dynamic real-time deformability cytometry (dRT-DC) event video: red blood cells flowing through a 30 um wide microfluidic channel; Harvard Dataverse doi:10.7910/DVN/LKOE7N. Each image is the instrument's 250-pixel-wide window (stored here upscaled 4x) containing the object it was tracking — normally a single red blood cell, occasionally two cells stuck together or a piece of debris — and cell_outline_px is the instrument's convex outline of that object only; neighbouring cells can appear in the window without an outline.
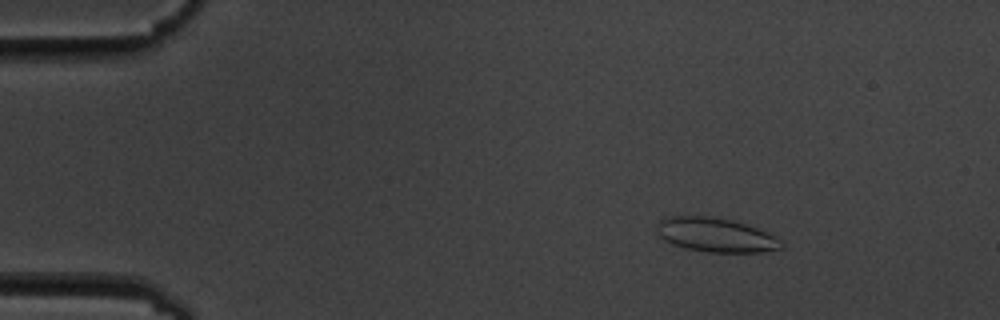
{"species": "common noctule bat (a hibernating species)", "species_latin": "Nyctalus noctula", "temperature_condition": "cold", "stored_images_in_passage": 6, "camera_frame_rate_fps": 3000, "um_per_image_px": 0.085, "animal": {"sex": "male", "body_mass_g": 19.5, "forearm_length_mm": 54.6}, "frame": {"image": 1, "passage_image": 3, "time_ms": 2.333, "image_size_px": [1000, 320], "cell_outline_px": [[784, 248], [760, 252], [708, 252], [684, 248], [672, 244], [664, 240], [656, 232], [656, 224], [664, 216], [712, 216], [732, 220], [768, 232], [784, 240]], "centroid_in_image_um": [60.84, 19.97], "position_along_channel_um": 24.2, "area_um2": 25.14}}
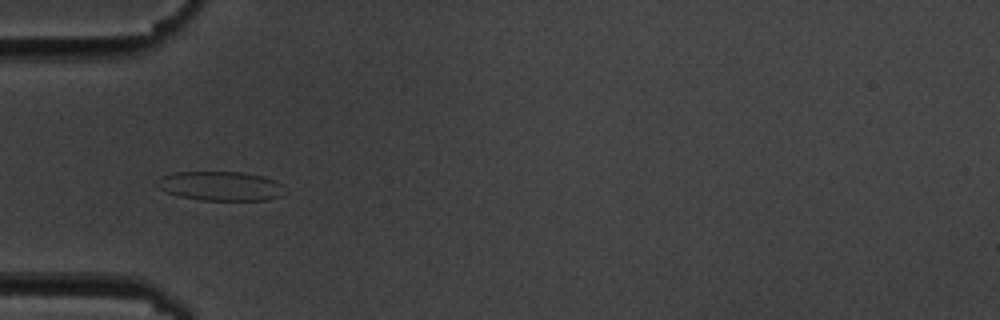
{"frame": {"image": 2, "passage_image": 6, "time_ms": 5.667, "image_size_px": [1000, 320], "cell_outline_px": [[288, 192], [280, 196], [268, 200], [200, 200], [180, 196], [164, 192], [156, 184], [156, 180], [160, 176], [176, 172], [240, 172], [260, 176], [276, 180]], "centroid_in_image_um": [18.74, 15.82], "position_along_channel_um": 66.3, "area_um2": 21.91}}